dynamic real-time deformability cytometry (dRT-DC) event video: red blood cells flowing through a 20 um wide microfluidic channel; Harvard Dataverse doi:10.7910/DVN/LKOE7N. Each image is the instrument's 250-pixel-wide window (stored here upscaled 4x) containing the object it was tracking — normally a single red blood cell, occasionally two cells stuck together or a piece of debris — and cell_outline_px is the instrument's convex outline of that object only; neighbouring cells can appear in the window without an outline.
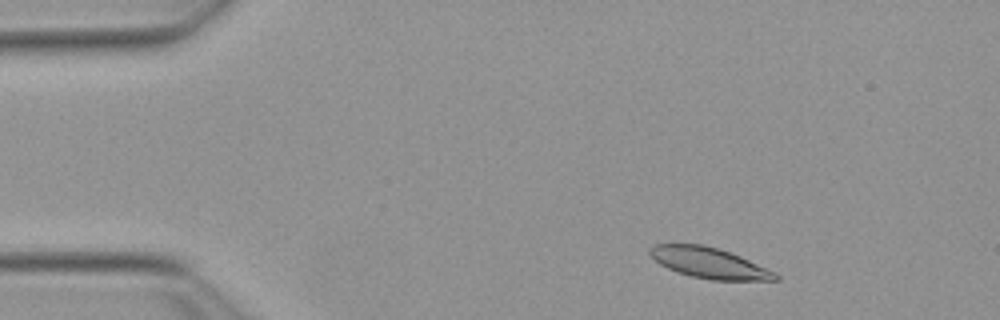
{"species": "Egyptian fruit bat (a non-hibernating species)", "species_latin": "Rousettus aegyptiacus", "temperature_condition": "warm", "stored_images_in_passage": 49, "camera_frame_rate_fps": 3000, "um_per_image_px": 0.085, "animal": {"sex": "female"}, "frame": {"image": 1, "passage_image": 3, "time_ms": 0.667, "image_size_px": [1000, 320], "cell_outline_px": [[780, 280], [712, 280], [692, 276], [676, 272], [660, 264], [648, 252], [648, 248], [656, 244], [704, 244], [740, 256], [776, 272], [780, 276]], "centroid_in_image_um": [60.29, 22.35], "position_along_channel_um": 24.7, "area_um2": 22.31}}
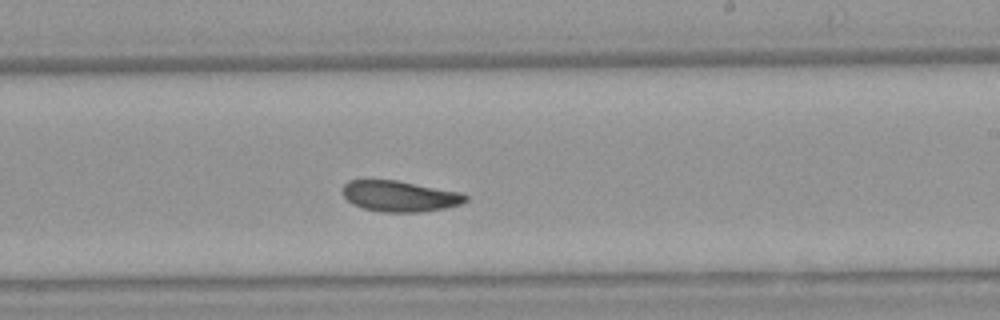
{"frame": {"image": 2, "passage_image": 27, "time_ms": 8.667, "image_size_px": [1000, 320], "cell_outline_px": [[468, 200], [460, 204], [444, 208], [420, 212], [380, 212], [360, 208], [352, 204], [340, 192], [344, 184], [348, 180], [396, 180], [460, 192], [468, 196]], "centroid_in_image_um": [33.93, 16.68], "position_along_channel_um": 255.1, "area_um2": 22.25}}
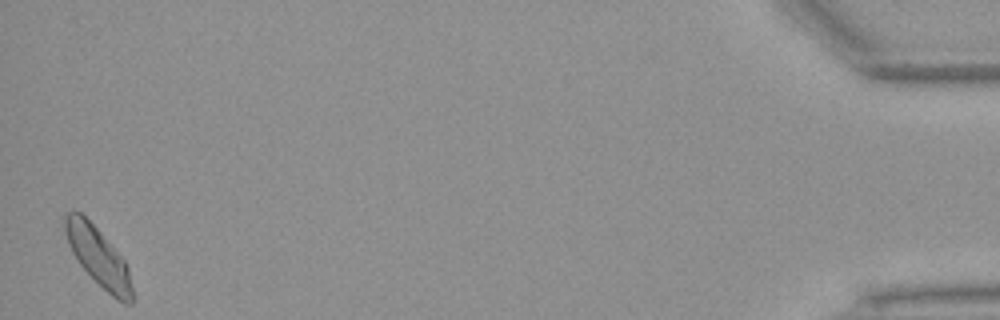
{"frame": {"image": 3, "passage_image": 48, "time_ms": 15.667, "image_size_px": [1000, 320], "cell_outline_px": [[132, 304], [124, 304], [116, 300], [80, 264], [72, 252], [68, 244], [64, 232], [64, 216], [68, 212], [80, 212], [100, 232], [124, 260], [128, 268], [132, 288]], "centroid_in_image_um": [8.35, 21.83], "position_along_channel_um": 426.9, "area_um2": 22.37}, "authors_computed_cell_mechanics": {"area_um2": 22.542, "velocity_mm_per_s": 3.796, "shape_relaxation_time_tau1_ms": 3.0206, "shape_relaxation_time_tau2_ms": 2.6457, "deformation_change_tau1": 0.1317, "deformation_change_tau2": 0.0893}}